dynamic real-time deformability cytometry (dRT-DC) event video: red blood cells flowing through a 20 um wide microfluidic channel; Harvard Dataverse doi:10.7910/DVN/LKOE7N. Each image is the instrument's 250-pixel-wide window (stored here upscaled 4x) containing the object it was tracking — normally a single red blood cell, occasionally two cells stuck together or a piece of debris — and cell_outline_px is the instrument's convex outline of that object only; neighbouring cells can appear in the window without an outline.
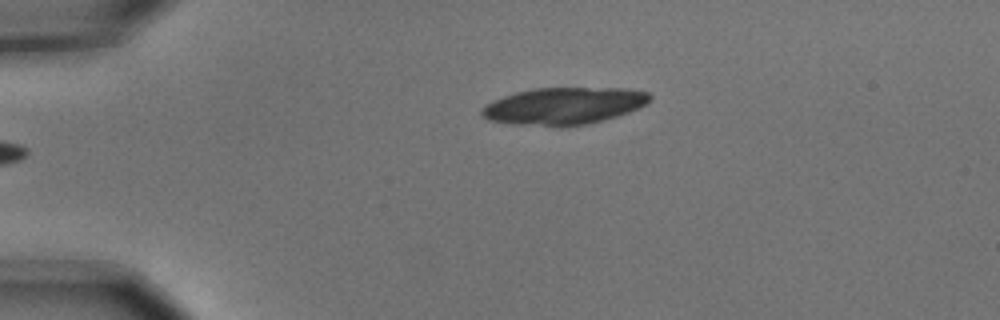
{"species": "common noctule bat (a hibernating species)", "species_latin": "Nyctalus noctula", "temperature_condition": "cold", "stored_images_in_passage": 6, "camera_frame_rate_fps": 3000, "um_per_image_px": 0.085, "animal": {"sex": "male", "body_mass_g": 15.6}, "frame": {"image": 1, "passage_image": 6, "time_ms": 1.667, "image_size_px": [1000, 320], "cell_outline_px": [[652, 100], [648, 104], [640, 108], [604, 120], [588, 124], [512, 124], [488, 120], [480, 116], [480, 108], [484, 104], [492, 100], [516, 92], [532, 88], [628, 88], [648, 92], [652, 96]], "centroid_in_image_um": [47.93, 8.97], "position_along_channel_um": 37.1, "area_um2": 36.13}}